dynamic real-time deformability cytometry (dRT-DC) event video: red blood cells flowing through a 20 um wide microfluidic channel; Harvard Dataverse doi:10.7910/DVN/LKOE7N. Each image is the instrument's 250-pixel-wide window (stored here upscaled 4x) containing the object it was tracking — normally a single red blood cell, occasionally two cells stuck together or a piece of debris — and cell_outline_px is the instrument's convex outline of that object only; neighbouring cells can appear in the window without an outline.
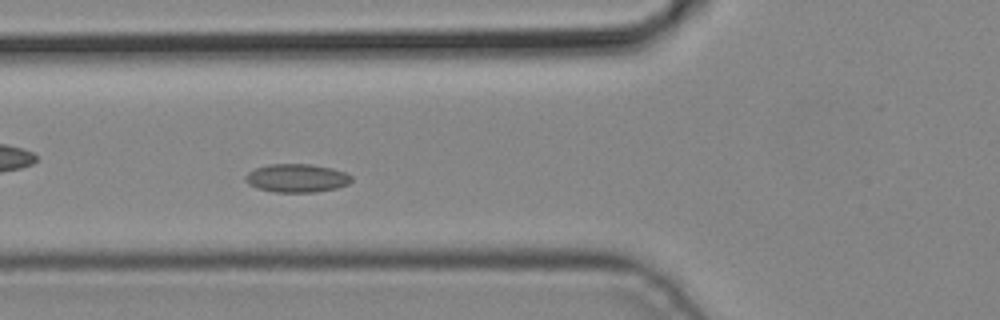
{"species": "common noctule bat (a hibernating species)", "species_latin": "Nyctalus noctula", "temperature_condition": "cold", "stored_images_in_passage": 6, "camera_frame_rate_fps": 3000, "um_per_image_px": 0.085, "animal": {"sex": "male", "body_mass_g": 19.2, "forearm_length_mm": 51.8}, "frame": {"image": 1, "passage_image": 4, "time_ms": 1.0, "image_size_px": [1000, 320], "cell_outline_px": [[352, 180], [348, 184], [336, 188], [316, 192], [276, 192], [256, 188], [248, 184], [244, 180], [244, 176], [248, 172], [256, 168], [268, 164], [312, 164], [332, 168], [344, 172], [352, 176]], "centroid_in_image_um": [25.2, 15.14], "position_along_channel_um": 100.6, "area_um2": 17.63}}
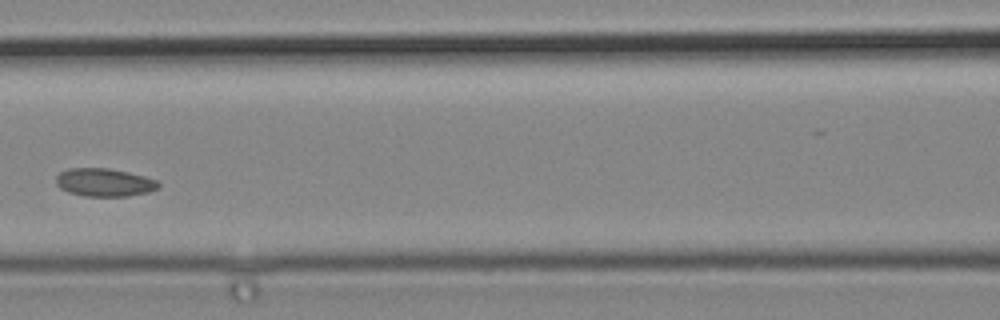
{"frame": {"image": 2, "passage_image": 5, "time_ms": 1.333, "image_size_px": [1000, 320], "cell_outline_px": [[160, 188], [148, 192], [128, 196], [84, 196], [68, 192], [60, 188], [56, 184], [56, 176], [60, 172], [68, 168], [108, 168], [128, 172], [144, 176], [156, 180], [160, 184]], "centroid_in_image_um": [8.86, 15.5], "position_along_channel_um": 157.7, "area_um2": 16.82}}
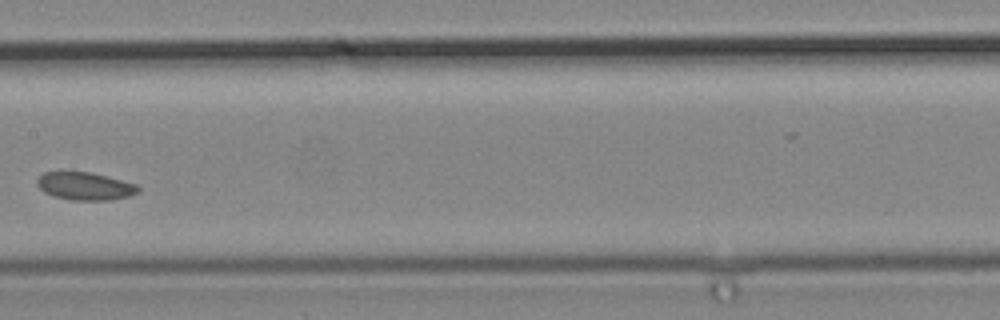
{"frame": {"image": 3, "passage_image": 6, "time_ms": 1.667, "image_size_px": [1000, 320], "cell_outline_px": [[140, 192], [128, 196], [112, 200], [72, 200], [52, 196], [44, 192], [36, 184], [36, 180], [44, 172], [88, 172], [136, 184], [140, 188]], "centroid_in_image_um": [7.21, 15.84], "position_along_channel_um": 200.2, "area_um2": 16.24}}